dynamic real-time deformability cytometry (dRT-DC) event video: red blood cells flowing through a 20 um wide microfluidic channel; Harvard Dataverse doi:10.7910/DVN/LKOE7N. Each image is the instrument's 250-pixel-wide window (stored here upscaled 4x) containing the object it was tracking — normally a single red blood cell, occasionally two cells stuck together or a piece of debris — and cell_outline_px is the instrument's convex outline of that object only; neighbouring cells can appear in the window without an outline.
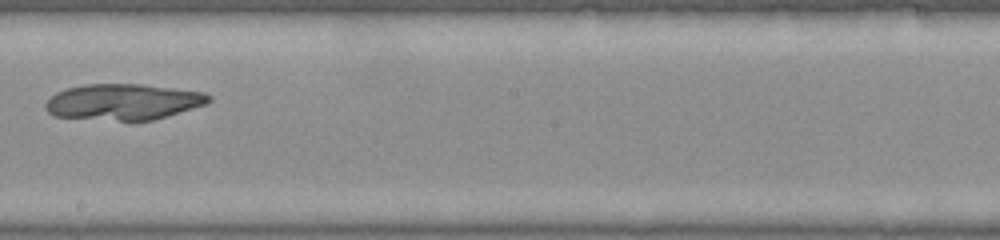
{"species": "common noctule bat (a hibernating species)", "species_latin": "Nyctalus noctula", "temperature_condition": "warm", "stored_images_in_passage": 34, "camera_frame_rate_fps": 3000, "um_per_image_px": 0.085, "animal": {"sex": "female", "body_mass_g": 22.0, "forearm_length_mm": 56.7}, "frame": {"image": 1, "passage_image": 17, "time_ms": 5.333, "image_size_px": [1000, 240], "cell_outline_px": [[212, 100], [208, 104], [152, 120], [120, 120], [52, 116], [44, 108], [44, 104], [56, 92], [68, 88], [84, 84], [140, 84], [204, 92], [212, 96]], "centroid_in_image_um": [10.49, 8.65], "position_along_channel_um": 237.7, "area_um2": 34.1}}
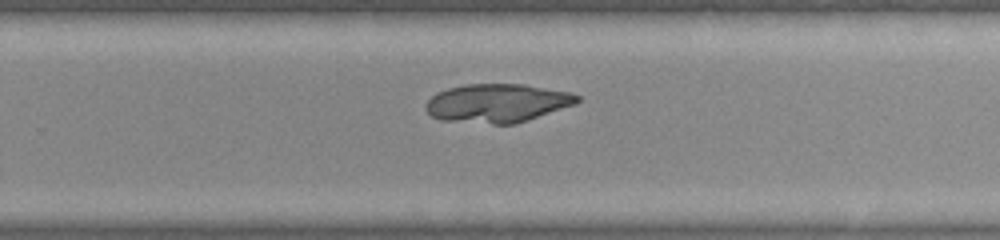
{"frame": {"image": 2, "passage_image": 20, "time_ms": 6.333, "image_size_px": [1000, 240], "cell_outline_px": [[580, 100], [576, 104], [516, 124], [492, 124], [440, 120], [432, 116], [424, 108], [428, 100], [436, 92], [448, 88], [464, 84], [524, 84], [572, 92], [580, 96]], "centroid_in_image_um": [42.28, 8.76], "position_along_channel_um": 287.5, "area_um2": 34.33}}
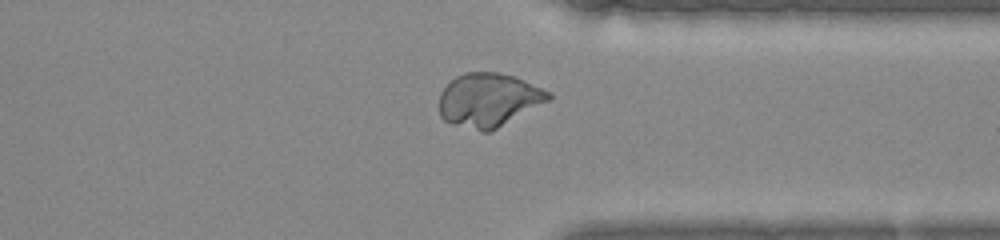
{"frame": {"image": 3, "passage_image": 25, "time_ms": 8.0, "image_size_px": [1000, 240], "cell_outline_px": [[552, 96], [548, 100], [496, 128], [488, 132], [480, 132], [452, 124], [444, 120], [440, 116], [440, 92], [456, 76], [464, 72], [500, 72], [516, 76], [552, 92]], "centroid_in_image_um": [41.52, 8.48], "position_along_channel_um": 369.9, "area_um2": 34.04}}